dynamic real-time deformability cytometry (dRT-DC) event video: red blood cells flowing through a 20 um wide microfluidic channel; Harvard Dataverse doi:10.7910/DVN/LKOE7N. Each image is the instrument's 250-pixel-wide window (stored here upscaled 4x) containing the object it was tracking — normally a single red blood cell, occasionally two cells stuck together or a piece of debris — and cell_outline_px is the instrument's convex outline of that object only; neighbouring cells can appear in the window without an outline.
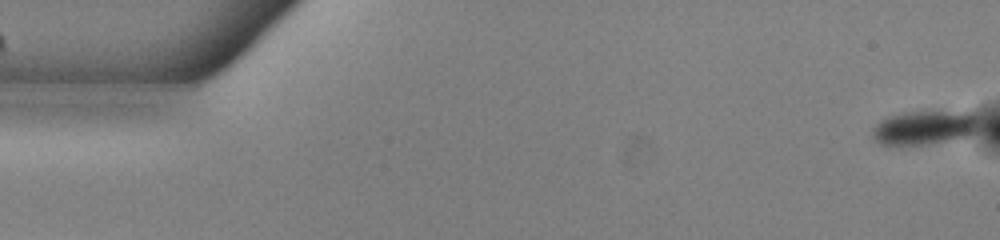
{"species": "common noctule bat (a hibernating species)", "species_latin": "Nyctalus noctula", "temperature_condition": "warm", "stored_images_in_passage": 54, "camera_frame_rate_fps": 3000, "um_per_image_px": 0.085, "animal": {"sex": "male", "body_mass_g": 13.0, "forearm_length_mm": 53.1}, "frame": {"image": 1, "passage_image": 1, "time_ms": 0.0, "image_size_px": [1000, 240], "cell_outline_px": [[976, 128], [972, 132], [956, 140], [928, 144], [880, 144], [872, 140], [872, 128], [876, 124], [888, 116], [904, 112], [968, 112], [976, 116]], "centroid_in_image_um": [78.5, 10.86], "position_along_channel_um": 6.5, "area_um2": 20.75}}
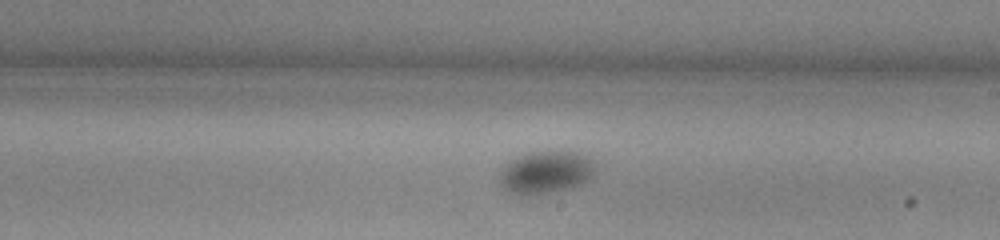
{"frame": {"image": 2, "passage_image": 31, "time_ms": 10.0, "image_size_px": [1000, 240], "cell_outline_px": [[596, 168], [592, 176], [588, 180], [580, 184], [564, 188], [528, 196], [520, 196], [504, 188], [500, 184], [504, 168], [512, 160], [520, 156], [532, 152], [576, 152], [592, 160], [596, 164]], "centroid_in_image_um": [46.43, 14.65], "position_along_channel_um": 242.6, "area_um2": 22.89}}
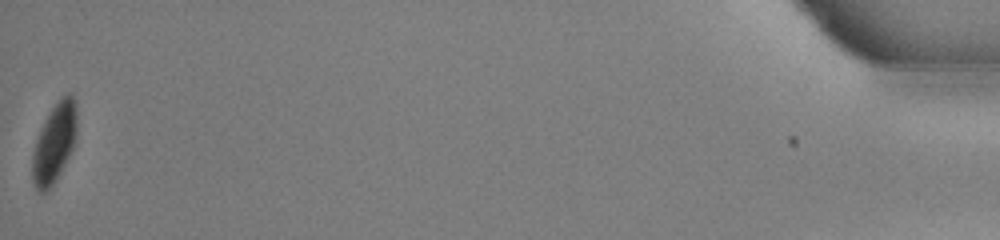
{"frame": {"image": 3, "passage_image": 54, "time_ms": 17.667, "image_size_px": [1000, 240], "cell_outline_px": [[76, 128], [72, 148], [60, 172], [48, 192], [40, 192], [32, 184], [32, 156], [36, 140], [44, 120], [60, 96], [68, 92], [72, 92], [76, 100]], "centroid_in_image_um": [4.61, 12.12], "position_along_channel_um": 430.6, "area_um2": 20.46}, "authors_computed_cell_mechanics": {"area_um2": 23.2356, "velocity_mm_per_s": 3.8153, "shape_relaxation_time_tau1_ms": 6.709, "shape_relaxation_time_tau2_ms": null, "deformation_change_tau1": 0.1053, "deformation_change_tau2": null}}